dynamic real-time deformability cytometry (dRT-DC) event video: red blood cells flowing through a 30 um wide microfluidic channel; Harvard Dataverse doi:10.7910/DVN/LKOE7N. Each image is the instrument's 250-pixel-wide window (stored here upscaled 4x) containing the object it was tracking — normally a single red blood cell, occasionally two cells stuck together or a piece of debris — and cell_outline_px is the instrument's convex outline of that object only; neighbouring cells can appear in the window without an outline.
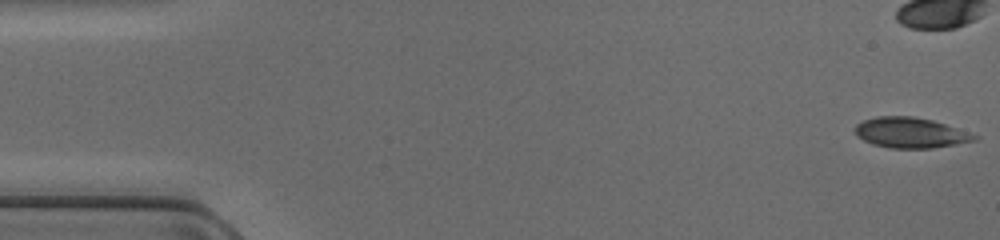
{"species": "common noctule bat (a hibernating species)", "species_latin": "Nyctalus noctula", "temperature_condition": "cold", "stored_images_in_passage": 15, "camera_frame_rate_fps": 3000, "um_per_image_px": 0.085, "animal": {"sex": "female", "body_mass_g": 17.0, "forearm_length_mm": 48.0}, "frame": {"image": 1, "passage_image": 1, "time_ms": 0.0, "image_size_px": [1000, 240], "cell_outline_px": [[980, 136], [976, 140], [956, 144], [932, 148], [892, 148], [872, 144], [856, 136], [852, 128], [856, 124], [864, 120], [876, 116], [912, 116], [932, 120]], "centroid_in_image_um": [77.34, 11.28], "position_along_channel_um": 7.7, "area_um2": 21.15}}